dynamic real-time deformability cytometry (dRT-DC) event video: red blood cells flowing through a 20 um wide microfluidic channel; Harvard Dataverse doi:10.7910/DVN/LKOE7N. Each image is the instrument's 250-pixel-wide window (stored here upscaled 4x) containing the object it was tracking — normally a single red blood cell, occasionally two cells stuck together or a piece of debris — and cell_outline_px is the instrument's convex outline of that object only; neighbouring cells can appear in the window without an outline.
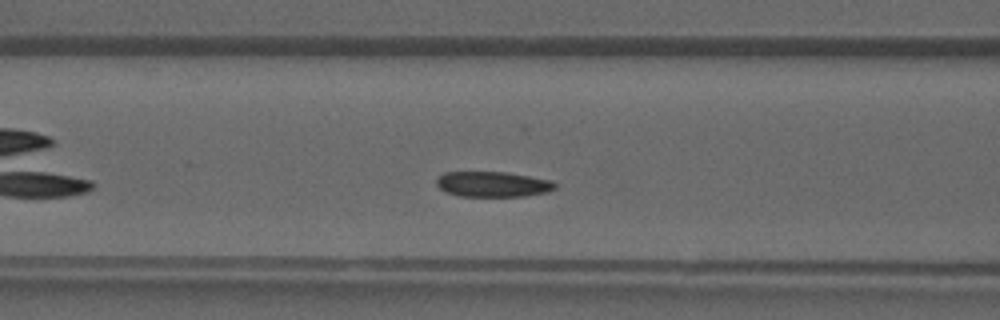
{"species": "common noctule bat (a hibernating species)", "species_latin": "Nyctalus noctula", "temperature_condition": "warm", "stored_images_in_passage": 30, "camera_frame_rate_fps": 3000, "um_per_image_px": 0.085, "animal": {"sex": "male", "forearm_length_mm": 52.5}, "frame": {"image": 1, "passage_image": 8, "time_ms": 2.333, "image_size_px": [1000, 320], "cell_outline_px": [[556, 188], [548, 192], [524, 196], [460, 196], [444, 192], [436, 184], [436, 180], [444, 172], [504, 172], [552, 180], [556, 184]], "centroid_in_image_um": [41.88, 15.66], "position_along_channel_um": 124.7, "area_um2": 17.51}}
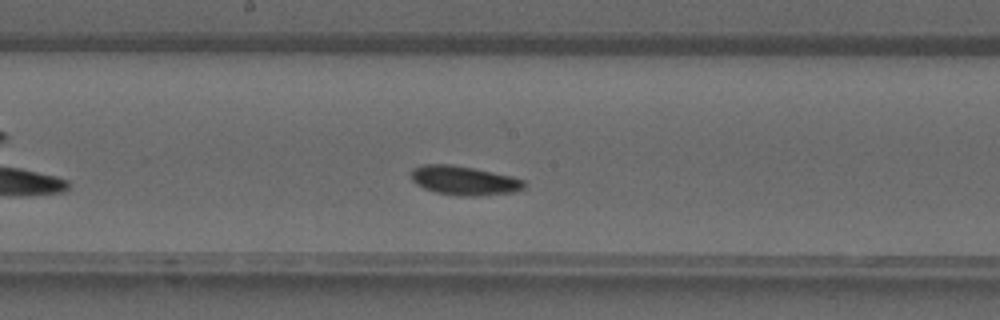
{"frame": {"image": 2, "passage_image": 13, "time_ms": 4.0, "image_size_px": [1000, 320], "cell_outline_px": [[528, 184], [524, 188], [516, 192], [480, 196], [460, 196], [436, 192], [424, 188], [416, 184], [412, 180], [412, 168], [420, 164], [448, 164], [472, 168], [512, 176], [524, 180]], "centroid_in_image_um": [39.48, 15.35], "position_along_channel_um": 208.7, "area_um2": 19.31}}
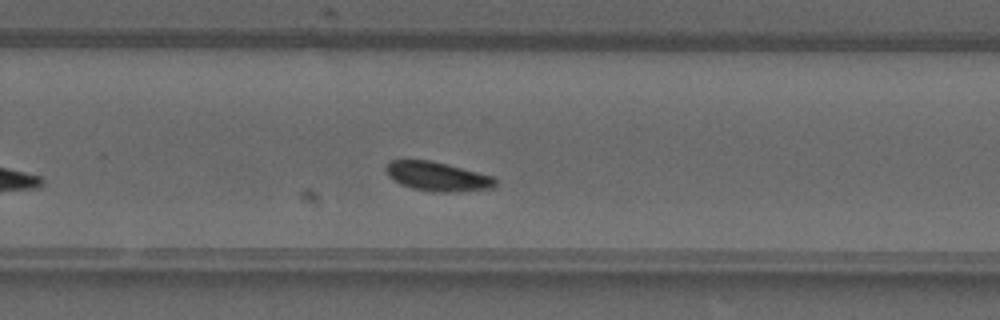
{"frame": {"image": 3, "passage_image": 18, "time_ms": 5.667, "image_size_px": [1000, 320], "cell_outline_px": [[496, 188], [456, 192], [432, 192], [412, 188], [400, 184], [388, 176], [384, 168], [392, 160], [428, 160], [496, 176]], "centroid_in_image_um": [37.22, 15.01], "position_along_channel_um": 292.6, "area_um2": 18.73}}